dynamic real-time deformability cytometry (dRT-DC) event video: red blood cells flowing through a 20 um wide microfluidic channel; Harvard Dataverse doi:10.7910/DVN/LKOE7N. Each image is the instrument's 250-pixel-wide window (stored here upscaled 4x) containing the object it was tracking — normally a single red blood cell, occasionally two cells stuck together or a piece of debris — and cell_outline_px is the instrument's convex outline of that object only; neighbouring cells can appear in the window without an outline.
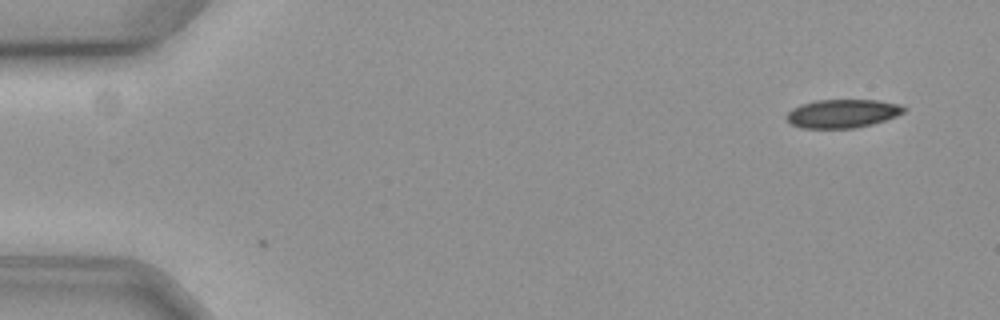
{"species": "common noctule bat (a hibernating species)", "species_latin": "Nyctalus noctula", "temperature_condition": "cold", "stored_images_in_passage": 10, "camera_frame_rate_fps": 3000, "um_per_image_px": 0.085, "animal": {"sex": "female", "body_mass_g": 19.3, "forearm_length_mm": 54.1}, "frame": {"image": 1, "passage_image": 1, "time_ms": 0.0, "image_size_px": [1000, 320], "cell_outline_px": [[908, 108], [904, 112], [896, 116], [872, 124], [856, 128], [804, 128], [792, 124], [784, 116], [792, 108], [800, 104], [816, 100], [876, 100], [900, 104]], "centroid_in_image_um": [71.61, 9.64], "position_along_channel_um": 13.4, "area_um2": 19.54}}